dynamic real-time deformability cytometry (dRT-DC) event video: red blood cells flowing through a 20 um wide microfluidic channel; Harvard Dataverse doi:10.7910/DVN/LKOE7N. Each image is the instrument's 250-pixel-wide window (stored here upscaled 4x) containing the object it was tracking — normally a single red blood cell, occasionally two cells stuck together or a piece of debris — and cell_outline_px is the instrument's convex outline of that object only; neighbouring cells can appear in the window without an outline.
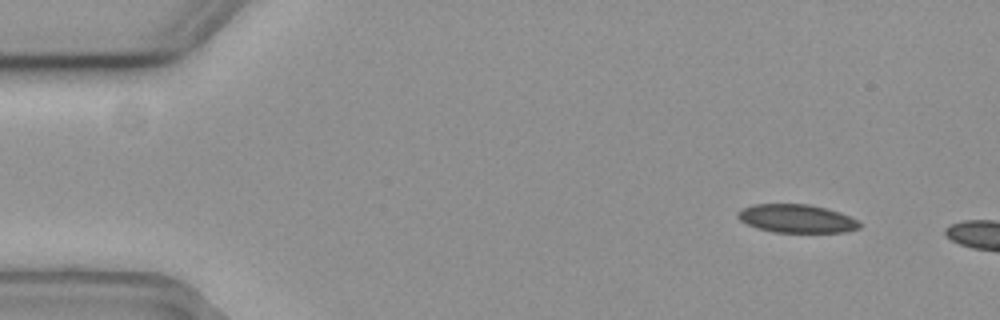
{"species": "common noctule bat (a hibernating species)", "species_latin": "Nyctalus noctula", "temperature_condition": "cold", "stored_images_in_passage": 5, "camera_frame_rate_fps": 3000, "um_per_image_px": 0.085, "animal": {"sex": "female", "body_mass_g": 19.3, "forearm_length_mm": 54.1}, "frame": {"image": 1, "passage_image": 1, "time_ms": 0.0, "image_size_px": [1000, 320], "cell_outline_px": [[860, 228], [848, 232], [772, 232], [756, 228], [740, 220], [736, 216], [744, 208], [752, 204], [808, 204], [840, 212], [856, 220], [860, 224]], "centroid_in_image_um": [67.71, 18.59], "position_along_channel_um": 17.3, "area_um2": 19.94}}